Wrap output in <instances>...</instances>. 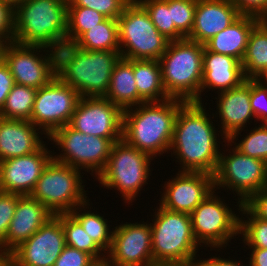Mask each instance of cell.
Listing matches in <instances>:
<instances>
[{"instance_id": "obj_1", "label": "cell", "mask_w": 267, "mask_h": 266, "mask_svg": "<svg viewBox=\"0 0 267 266\" xmlns=\"http://www.w3.org/2000/svg\"><path fill=\"white\" fill-rule=\"evenodd\" d=\"M205 107L202 103L186 102L177 114L169 153L180 163L179 172H216L221 152L217 141L220 130L215 128Z\"/></svg>"}, {"instance_id": "obj_2", "label": "cell", "mask_w": 267, "mask_h": 266, "mask_svg": "<svg viewBox=\"0 0 267 266\" xmlns=\"http://www.w3.org/2000/svg\"><path fill=\"white\" fill-rule=\"evenodd\" d=\"M186 101L145 102L123 112L122 139L152 158L169 152L174 125Z\"/></svg>"}, {"instance_id": "obj_3", "label": "cell", "mask_w": 267, "mask_h": 266, "mask_svg": "<svg viewBox=\"0 0 267 266\" xmlns=\"http://www.w3.org/2000/svg\"><path fill=\"white\" fill-rule=\"evenodd\" d=\"M57 76L81 97H105L119 50H84L66 43L56 51Z\"/></svg>"}, {"instance_id": "obj_4", "label": "cell", "mask_w": 267, "mask_h": 266, "mask_svg": "<svg viewBox=\"0 0 267 266\" xmlns=\"http://www.w3.org/2000/svg\"><path fill=\"white\" fill-rule=\"evenodd\" d=\"M68 0H25L14 6L13 41L57 50L66 44Z\"/></svg>"}, {"instance_id": "obj_5", "label": "cell", "mask_w": 267, "mask_h": 266, "mask_svg": "<svg viewBox=\"0 0 267 266\" xmlns=\"http://www.w3.org/2000/svg\"><path fill=\"white\" fill-rule=\"evenodd\" d=\"M152 220V257L157 266H197V243L190 214L156 207ZM199 246V247H198ZM197 259V260H196Z\"/></svg>"}, {"instance_id": "obj_6", "label": "cell", "mask_w": 267, "mask_h": 266, "mask_svg": "<svg viewBox=\"0 0 267 266\" xmlns=\"http://www.w3.org/2000/svg\"><path fill=\"white\" fill-rule=\"evenodd\" d=\"M204 45L187 38L169 41L159 59L162 83L170 98L200 103Z\"/></svg>"}, {"instance_id": "obj_7", "label": "cell", "mask_w": 267, "mask_h": 266, "mask_svg": "<svg viewBox=\"0 0 267 266\" xmlns=\"http://www.w3.org/2000/svg\"><path fill=\"white\" fill-rule=\"evenodd\" d=\"M152 159L121 139L112 145L107 164L96 179L106 189H117L129 205L148 184Z\"/></svg>"}, {"instance_id": "obj_8", "label": "cell", "mask_w": 267, "mask_h": 266, "mask_svg": "<svg viewBox=\"0 0 267 266\" xmlns=\"http://www.w3.org/2000/svg\"><path fill=\"white\" fill-rule=\"evenodd\" d=\"M119 51L128 60H159L169 40L154 26L146 9L132 0L117 19Z\"/></svg>"}, {"instance_id": "obj_9", "label": "cell", "mask_w": 267, "mask_h": 266, "mask_svg": "<svg viewBox=\"0 0 267 266\" xmlns=\"http://www.w3.org/2000/svg\"><path fill=\"white\" fill-rule=\"evenodd\" d=\"M81 170L51 160L30 196L43 204L53 215L70 213L88 201Z\"/></svg>"}, {"instance_id": "obj_10", "label": "cell", "mask_w": 267, "mask_h": 266, "mask_svg": "<svg viewBox=\"0 0 267 266\" xmlns=\"http://www.w3.org/2000/svg\"><path fill=\"white\" fill-rule=\"evenodd\" d=\"M47 139L62 152L53 153V160L82 171H91L96 178L107 164L112 145L122 138L86 135L66 125L53 131Z\"/></svg>"}, {"instance_id": "obj_11", "label": "cell", "mask_w": 267, "mask_h": 266, "mask_svg": "<svg viewBox=\"0 0 267 266\" xmlns=\"http://www.w3.org/2000/svg\"><path fill=\"white\" fill-rule=\"evenodd\" d=\"M213 190L190 214L192 231L197 243L210 250L227 247L239 235V215ZM215 193V194H214ZM221 248V249H220Z\"/></svg>"}, {"instance_id": "obj_12", "label": "cell", "mask_w": 267, "mask_h": 266, "mask_svg": "<svg viewBox=\"0 0 267 266\" xmlns=\"http://www.w3.org/2000/svg\"><path fill=\"white\" fill-rule=\"evenodd\" d=\"M230 150L227 155L220 152L218 166L213 175L215 190L227 188L225 190H232L233 193L235 191L239 196L237 205L240 208L252 194L267 188V163L246 156L234 147Z\"/></svg>"}, {"instance_id": "obj_13", "label": "cell", "mask_w": 267, "mask_h": 266, "mask_svg": "<svg viewBox=\"0 0 267 266\" xmlns=\"http://www.w3.org/2000/svg\"><path fill=\"white\" fill-rule=\"evenodd\" d=\"M46 48L19 44L15 41L6 44L3 60L8 65L16 84L39 89L57 76L56 52ZM42 51L46 55L40 54Z\"/></svg>"}, {"instance_id": "obj_14", "label": "cell", "mask_w": 267, "mask_h": 266, "mask_svg": "<svg viewBox=\"0 0 267 266\" xmlns=\"http://www.w3.org/2000/svg\"><path fill=\"white\" fill-rule=\"evenodd\" d=\"M81 96L58 76L37 89L30 122L49 136L69 124Z\"/></svg>"}, {"instance_id": "obj_15", "label": "cell", "mask_w": 267, "mask_h": 266, "mask_svg": "<svg viewBox=\"0 0 267 266\" xmlns=\"http://www.w3.org/2000/svg\"><path fill=\"white\" fill-rule=\"evenodd\" d=\"M123 112L105 97H81L68 125L86 135L122 138Z\"/></svg>"}, {"instance_id": "obj_16", "label": "cell", "mask_w": 267, "mask_h": 266, "mask_svg": "<svg viewBox=\"0 0 267 266\" xmlns=\"http://www.w3.org/2000/svg\"><path fill=\"white\" fill-rule=\"evenodd\" d=\"M106 258L115 266H157L152 257L151 225L124 223L114 227Z\"/></svg>"}, {"instance_id": "obj_17", "label": "cell", "mask_w": 267, "mask_h": 266, "mask_svg": "<svg viewBox=\"0 0 267 266\" xmlns=\"http://www.w3.org/2000/svg\"><path fill=\"white\" fill-rule=\"evenodd\" d=\"M65 246L61 220L54 215L12 251V265L54 266Z\"/></svg>"}, {"instance_id": "obj_18", "label": "cell", "mask_w": 267, "mask_h": 266, "mask_svg": "<svg viewBox=\"0 0 267 266\" xmlns=\"http://www.w3.org/2000/svg\"><path fill=\"white\" fill-rule=\"evenodd\" d=\"M163 185L160 206L191 214L215 190L214 176L201 172H179ZM165 191V192H164Z\"/></svg>"}, {"instance_id": "obj_19", "label": "cell", "mask_w": 267, "mask_h": 266, "mask_svg": "<svg viewBox=\"0 0 267 266\" xmlns=\"http://www.w3.org/2000/svg\"><path fill=\"white\" fill-rule=\"evenodd\" d=\"M44 144L29 155L0 161V191L30 195L48 163L52 151Z\"/></svg>"}, {"instance_id": "obj_20", "label": "cell", "mask_w": 267, "mask_h": 266, "mask_svg": "<svg viewBox=\"0 0 267 266\" xmlns=\"http://www.w3.org/2000/svg\"><path fill=\"white\" fill-rule=\"evenodd\" d=\"M217 94L216 114L221 118V139L223 142L237 141L238 135L242 136V130L251 123L249 120L254 118L250 104V79H246L238 87Z\"/></svg>"}, {"instance_id": "obj_21", "label": "cell", "mask_w": 267, "mask_h": 266, "mask_svg": "<svg viewBox=\"0 0 267 266\" xmlns=\"http://www.w3.org/2000/svg\"><path fill=\"white\" fill-rule=\"evenodd\" d=\"M240 15L229 0H197L192 31L187 39L204 45Z\"/></svg>"}, {"instance_id": "obj_22", "label": "cell", "mask_w": 267, "mask_h": 266, "mask_svg": "<svg viewBox=\"0 0 267 266\" xmlns=\"http://www.w3.org/2000/svg\"><path fill=\"white\" fill-rule=\"evenodd\" d=\"M39 130L29 120L0 117V161L38 151L46 144L41 139L42 135L44 134L48 138L43 131L40 132ZM38 133H41V137Z\"/></svg>"}, {"instance_id": "obj_23", "label": "cell", "mask_w": 267, "mask_h": 266, "mask_svg": "<svg viewBox=\"0 0 267 266\" xmlns=\"http://www.w3.org/2000/svg\"><path fill=\"white\" fill-rule=\"evenodd\" d=\"M241 62L233 56L214 53L204 46L203 78L200 86V103L205 89L221 93L246 81Z\"/></svg>"}, {"instance_id": "obj_24", "label": "cell", "mask_w": 267, "mask_h": 266, "mask_svg": "<svg viewBox=\"0 0 267 266\" xmlns=\"http://www.w3.org/2000/svg\"><path fill=\"white\" fill-rule=\"evenodd\" d=\"M54 215L30 195L20 196L5 239V250L12 252L28 240Z\"/></svg>"}, {"instance_id": "obj_25", "label": "cell", "mask_w": 267, "mask_h": 266, "mask_svg": "<svg viewBox=\"0 0 267 266\" xmlns=\"http://www.w3.org/2000/svg\"><path fill=\"white\" fill-rule=\"evenodd\" d=\"M259 19L251 15H240L227 28L209 39L204 46L214 53L233 56L242 61L249 35L259 23Z\"/></svg>"}, {"instance_id": "obj_26", "label": "cell", "mask_w": 267, "mask_h": 266, "mask_svg": "<svg viewBox=\"0 0 267 266\" xmlns=\"http://www.w3.org/2000/svg\"><path fill=\"white\" fill-rule=\"evenodd\" d=\"M105 98L123 111L146 102L138 94L133 73V60L121 57L116 63Z\"/></svg>"}, {"instance_id": "obj_27", "label": "cell", "mask_w": 267, "mask_h": 266, "mask_svg": "<svg viewBox=\"0 0 267 266\" xmlns=\"http://www.w3.org/2000/svg\"><path fill=\"white\" fill-rule=\"evenodd\" d=\"M241 64L247 79L267 78V23L252 29Z\"/></svg>"}, {"instance_id": "obj_28", "label": "cell", "mask_w": 267, "mask_h": 266, "mask_svg": "<svg viewBox=\"0 0 267 266\" xmlns=\"http://www.w3.org/2000/svg\"><path fill=\"white\" fill-rule=\"evenodd\" d=\"M133 73L138 94L146 102L170 99L162 83L159 60H133Z\"/></svg>"}, {"instance_id": "obj_29", "label": "cell", "mask_w": 267, "mask_h": 266, "mask_svg": "<svg viewBox=\"0 0 267 266\" xmlns=\"http://www.w3.org/2000/svg\"><path fill=\"white\" fill-rule=\"evenodd\" d=\"M74 44L84 50H119L117 20L106 18L86 31Z\"/></svg>"}, {"instance_id": "obj_30", "label": "cell", "mask_w": 267, "mask_h": 266, "mask_svg": "<svg viewBox=\"0 0 267 266\" xmlns=\"http://www.w3.org/2000/svg\"><path fill=\"white\" fill-rule=\"evenodd\" d=\"M89 201L90 199L77 206L70 213L80 222L87 234L104 251V253H107L112 243L113 228L110 231L107 219L103 218L104 215L102 216L96 212L94 213L90 210H86L87 208L89 209Z\"/></svg>"}, {"instance_id": "obj_31", "label": "cell", "mask_w": 267, "mask_h": 266, "mask_svg": "<svg viewBox=\"0 0 267 266\" xmlns=\"http://www.w3.org/2000/svg\"><path fill=\"white\" fill-rule=\"evenodd\" d=\"M62 223L66 246L84 251L95 260L106 258L104 251L87 234L80 222L71 213L56 215Z\"/></svg>"}, {"instance_id": "obj_32", "label": "cell", "mask_w": 267, "mask_h": 266, "mask_svg": "<svg viewBox=\"0 0 267 266\" xmlns=\"http://www.w3.org/2000/svg\"><path fill=\"white\" fill-rule=\"evenodd\" d=\"M37 89L16 84L7 96L0 117L13 120H30Z\"/></svg>"}, {"instance_id": "obj_33", "label": "cell", "mask_w": 267, "mask_h": 266, "mask_svg": "<svg viewBox=\"0 0 267 266\" xmlns=\"http://www.w3.org/2000/svg\"><path fill=\"white\" fill-rule=\"evenodd\" d=\"M148 12L156 29L169 41L185 37L176 29L171 16V0H137Z\"/></svg>"}, {"instance_id": "obj_34", "label": "cell", "mask_w": 267, "mask_h": 266, "mask_svg": "<svg viewBox=\"0 0 267 266\" xmlns=\"http://www.w3.org/2000/svg\"><path fill=\"white\" fill-rule=\"evenodd\" d=\"M105 19L106 17L96 10L68 6L66 43L74 44L86 31Z\"/></svg>"}, {"instance_id": "obj_35", "label": "cell", "mask_w": 267, "mask_h": 266, "mask_svg": "<svg viewBox=\"0 0 267 266\" xmlns=\"http://www.w3.org/2000/svg\"><path fill=\"white\" fill-rule=\"evenodd\" d=\"M241 211L247 220L239 218V234L242 241L248 248L267 249V220L255 217L243 204L238 211Z\"/></svg>"}, {"instance_id": "obj_36", "label": "cell", "mask_w": 267, "mask_h": 266, "mask_svg": "<svg viewBox=\"0 0 267 266\" xmlns=\"http://www.w3.org/2000/svg\"><path fill=\"white\" fill-rule=\"evenodd\" d=\"M236 143L235 141H226L227 147L232 146L235 143L234 148L240 153L253 158L260 159L267 163V126L261 123L258 127H254L252 130Z\"/></svg>"}, {"instance_id": "obj_37", "label": "cell", "mask_w": 267, "mask_h": 266, "mask_svg": "<svg viewBox=\"0 0 267 266\" xmlns=\"http://www.w3.org/2000/svg\"><path fill=\"white\" fill-rule=\"evenodd\" d=\"M197 0H171V16L176 29L187 38L193 27Z\"/></svg>"}, {"instance_id": "obj_38", "label": "cell", "mask_w": 267, "mask_h": 266, "mask_svg": "<svg viewBox=\"0 0 267 266\" xmlns=\"http://www.w3.org/2000/svg\"><path fill=\"white\" fill-rule=\"evenodd\" d=\"M132 0H68V6H80L96 10L109 19L117 20Z\"/></svg>"}, {"instance_id": "obj_39", "label": "cell", "mask_w": 267, "mask_h": 266, "mask_svg": "<svg viewBox=\"0 0 267 266\" xmlns=\"http://www.w3.org/2000/svg\"><path fill=\"white\" fill-rule=\"evenodd\" d=\"M250 104L254 118L260 123L267 121V80L250 79Z\"/></svg>"}, {"instance_id": "obj_40", "label": "cell", "mask_w": 267, "mask_h": 266, "mask_svg": "<svg viewBox=\"0 0 267 266\" xmlns=\"http://www.w3.org/2000/svg\"><path fill=\"white\" fill-rule=\"evenodd\" d=\"M21 195L0 191V247L5 250V239Z\"/></svg>"}, {"instance_id": "obj_41", "label": "cell", "mask_w": 267, "mask_h": 266, "mask_svg": "<svg viewBox=\"0 0 267 266\" xmlns=\"http://www.w3.org/2000/svg\"><path fill=\"white\" fill-rule=\"evenodd\" d=\"M95 261L90 254L65 246L54 266H91Z\"/></svg>"}, {"instance_id": "obj_42", "label": "cell", "mask_w": 267, "mask_h": 266, "mask_svg": "<svg viewBox=\"0 0 267 266\" xmlns=\"http://www.w3.org/2000/svg\"><path fill=\"white\" fill-rule=\"evenodd\" d=\"M14 7L7 1L0 0V37L7 43L14 37Z\"/></svg>"}, {"instance_id": "obj_43", "label": "cell", "mask_w": 267, "mask_h": 266, "mask_svg": "<svg viewBox=\"0 0 267 266\" xmlns=\"http://www.w3.org/2000/svg\"><path fill=\"white\" fill-rule=\"evenodd\" d=\"M243 205L255 217L267 220V188L252 194Z\"/></svg>"}, {"instance_id": "obj_44", "label": "cell", "mask_w": 267, "mask_h": 266, "mask_svg": "<svg viewBox=\"0 0 267 266\" xmlns=\"http://www.w3.org/2000/svg\"><path fill=\"white\" fill-rule=\"evenodd\" d=\"M240 14L258 17L267 6V0H229Z\"/></svg>"}, {"instance_id": "obj_45", "label": "cell", "mask_w": 267, "mask_h": 266, "mask_svg": "<svg viewBox=\"0 0 267 266\" xmlns=\"http://www.w3.org/2000/svg\"><path fill=\"white\" fill-rule=\"evenodd\" d=\"M15 85L14 78L4 60L0 61V111L4 107L8 94Z\"/></svg>"}, {"instance_id": "obj_46", "label": "cell", "mask_w": 267, "mask_h": 266, "mask_svg": "<svg viewBox=\"0 0 267 266\" xmlns=\"http://www.w3.org/2000/svg\"><path fill=\"white\" fill-rule=\"evenodd\" d=\"M240 261L235 260H230V259H226V258H222L220 256L216 257V256H211V258L208 259H200L198 261V265L197 266H245V264H243Z\"/></svg>"}, {"instance_id": "obj_47", "label": "cell", "mask_w": 267, "mask_h": 266, "mask_svg": "<svg viewBox=\"0 0 267 266\" xmlns=\"http://www.w3.org/2000/svg\"><path fill=\"white\" fill-rule=\"evenodd\" d=\"M251 251L249 264L246 266H267V249L264 248H248Z\"/></svg>"}, {"instance_id": "obj_48", "label": "cell", "mask_w": 267, "mask_h": 266, "mask_svg": "<svg viewBox=\"0 0 267 266\" xmlns=\"http://www.w3.org/2000/svg\"><path fill=\"white\" fill-rule=\"evenodd\" d=\"M0 266H13L12 252L3 250L1 247H0Z\"/></svg>"}, {"instance_id": "obj_49", "label": "cell", "mask_w": 267, "mask_h": 266, "mask_svg": "<svg viewBox=\"0 0 267 266\" xmlns=\"http://www.w3.org/2000/svg\"><path fill=\"white\" fill-rule=\"evenodd\" d=\"M91 266H115L107 258L96 260Z\"/></svg>"}, {"instance_id": "obj_50", "label": "cell", "mask_w": 267, "mask_h": 266, "mask_svg": "<svg viewBox=\"0 0 267 266\" xmlns=\"http://www.w3.org/2000/svg\"><path fill=\"white\" fill-rule=\"evenodd\" d=\"M6 44L7 42L2 37H0V61L3 60V53H4Z\"/></svg>"}, {"instance_id": "obj_51", "label": "cell", "mask_w": 267, "mask_h": 266, "mask_svg": "<svg viewBox=\"0 0 267 266\" xmlns=\"http://www.w3.org/2000/svg\"><path fill=\"white\" fill-rule=\"evenodd\" d=\"M257 18L261 23H267V6L266 9Z\"/></svg>"}, {"instance_id": "obj_52", "label": "cell", "mask_w": 267, "mask_h": 266, "mask_svg": "<svg viewBox=\"0 0 267 266\" xmlns=\"http://www.w3.org/2000/svg\"><path fill=\"white\" fill-rule=\"evenodd\" d=\"M3 1H7V2H9L13 7H14L16 4L22 2V0H3Z\"/></svg>"}]
</instances>
